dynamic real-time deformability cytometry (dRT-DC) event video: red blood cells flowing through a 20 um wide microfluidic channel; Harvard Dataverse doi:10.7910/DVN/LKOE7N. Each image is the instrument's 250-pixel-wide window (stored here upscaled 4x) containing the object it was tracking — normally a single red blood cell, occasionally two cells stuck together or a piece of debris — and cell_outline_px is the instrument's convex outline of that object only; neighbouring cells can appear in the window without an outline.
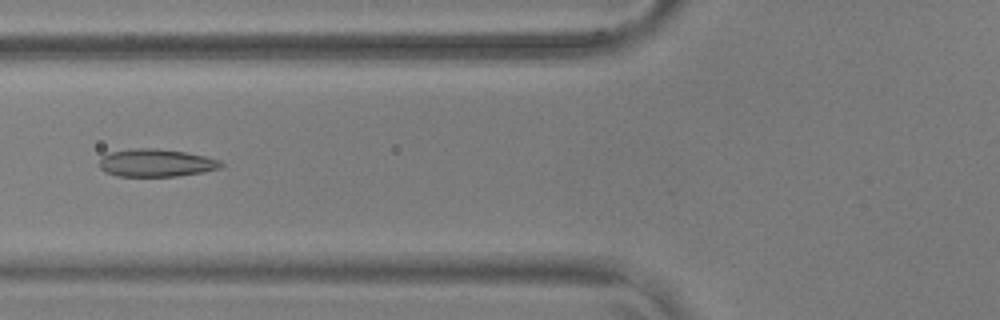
{"species": "common noctule bat (a hibernating species)", "species_latin": "Nyctalus noctula", "temperature_condition": "warm", "stored_images_in_passage": 54, "camera_frame_rate_fps": 3000, "um_per_image_px": 0.085, "animal": {"sex": "male", "body_mass_g": 17.9, "forearm_length_mm": 54.2}, "frame": {"image": 1, "passage_image": 21, "time_ms": 6.667, "image_size_px": [1000, 320], "cell_outline_px": [[224, 164], [220, 168], [204, 172], [176, 176], [116, 176], [104, 172], [100, 168], [100, 156], [112, 152], [136, 148], [156, 148], [184, 152], [204, 156], [220, 160]], "centroid_in_image_um": [13.26, 13.85], "position_along_channel_um": 112.5, "area_um2": 19.65}}
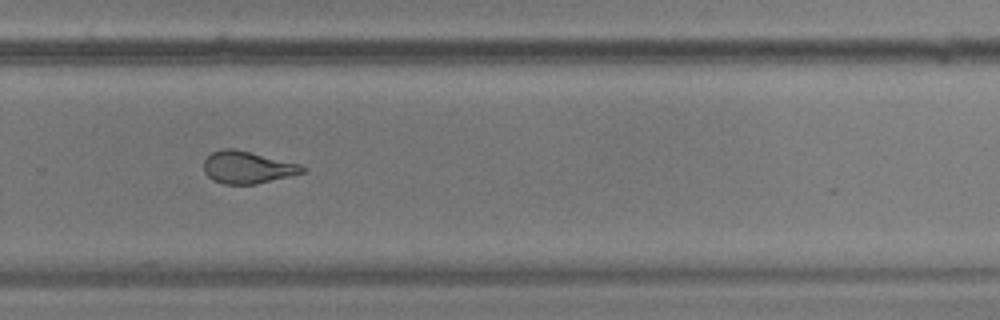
{"frame": {"image": 2, "passage_image": 37, "time_ms": 12.0, "image_size_px": [1000, 320], "cell_outline_px": [[308, 172], [256, 184], [224, 184], [212, 180], [204, 172], [204, 160], [212, 152], [220, 148], [232, 148], [300, 164], [308, 168]], "centroid_in_image_um": [21.05, 14.23], "position_along_channel_um": 308.7, "area_um2": 18.61}}
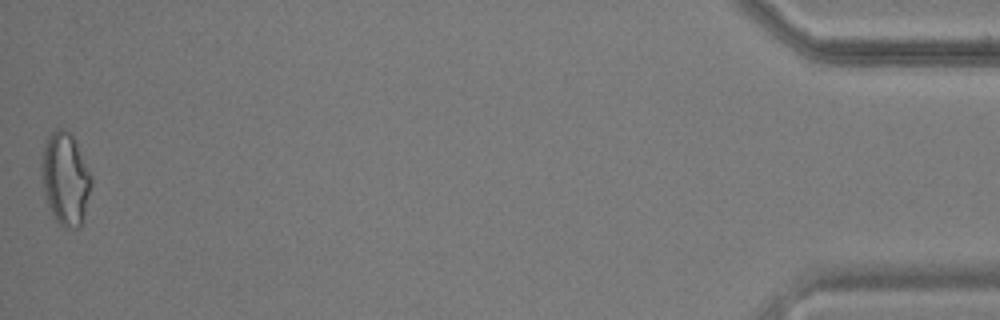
{"frame": {"image": 3, "passage_image": 54, "time_ms": 17.667, "image_size_px": [1000, 320], "cell_outline_px": [[92, 184], [84, 216], [80, 228], [64, 228], [52, 216], [44, 192], [40, 164], [40, 156], [44, 144], [48, 136], [56, 128], [68, 128], [72, 132], [76, 140], [92, 176]], "centroid_in_image_um": [5.55, 15.15], "position_along_channel_um": 429.6, "area_um2": 27.46}, "authors_computed_cell_mechanics": {"area_um2": 20.2589, "velocity_mm_per_s": 3.6808, "shape_relaxation_time_tau1_ms": 7.3496, "shape_relaxation_time_tau2_ms": 1.9338, "deformation_change_tau1": 0.1853, "deformation_change_tau2": 0.0912}}